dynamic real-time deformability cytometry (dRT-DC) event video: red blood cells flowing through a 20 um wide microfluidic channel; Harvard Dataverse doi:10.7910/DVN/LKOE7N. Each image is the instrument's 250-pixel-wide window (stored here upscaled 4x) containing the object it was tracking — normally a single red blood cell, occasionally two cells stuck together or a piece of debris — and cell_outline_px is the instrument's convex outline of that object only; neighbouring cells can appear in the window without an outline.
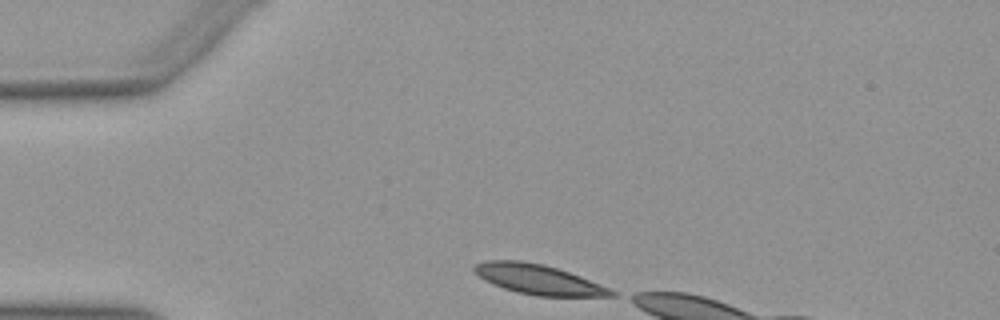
{"species": "Egyptian fruit bat (a non-hibernating species)", "species_latin": "Rousettus aegyptiacus", "temperature_condition": "warm", "stored_images_in_passage": 4, "camera_frame_rate_fps": 3000, "um_per_image_px": 0.085, "animal": {"sex": "female"}, "frame": {"image": 1, "passage_image": 1, "time_ms": 0.0, "image_size_px": [1000, 320], "cell_outline_px": [[616, 296], [536, 296], [516, 292], [492, 284], [484, 280], [472, 268], [476, 264], [484, 260], [520, 260], [544, 264], [580, 276], [608, 288], [616, 292]], "centroid_in_image_um": [45.73, 23.75], "position_along_channel_um": 39.3, "area_um2": 23.64}}